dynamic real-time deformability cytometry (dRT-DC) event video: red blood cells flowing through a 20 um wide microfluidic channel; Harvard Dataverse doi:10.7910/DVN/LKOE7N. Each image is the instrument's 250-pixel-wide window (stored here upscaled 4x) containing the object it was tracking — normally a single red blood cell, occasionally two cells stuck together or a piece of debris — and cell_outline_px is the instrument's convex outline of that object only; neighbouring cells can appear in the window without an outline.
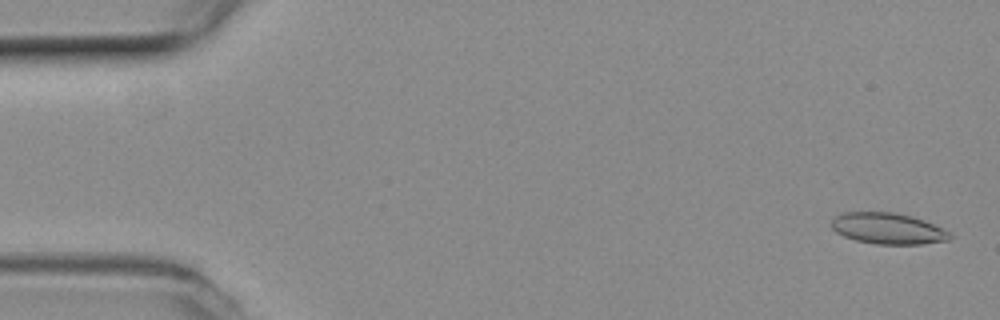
{"species": "common noctule bat (a hibernating species)", "species_latin": "Nyctalus noctula", "temperature_condition": "room temperature", "stored_images_in_passage": 54, "camera_frame_rate_fps": 3000, "um_per_image_px": 0.085, "animal": {"sex": "female", "body_mass_g": 19.3, "forearm_length_mm": 54.1}, "frame": {"image": 1, "passage_image": 2, "time_ms": 0.333, "image_size_px": [1000, 320], "cell_outline_px": [[952, 236], [948, 240], [920, 244], [876, 244], [856, 240], [844, 236], [836, 232], [832, 228], [832, 220], [836, 216], [844, 212], [896, 212], [912, 216], [924, 220], [948, 232]], "centroid_in_image_um": [75.45, 19.42], "position_along_channel_um": 9.6, "area_um2": 21.27}}
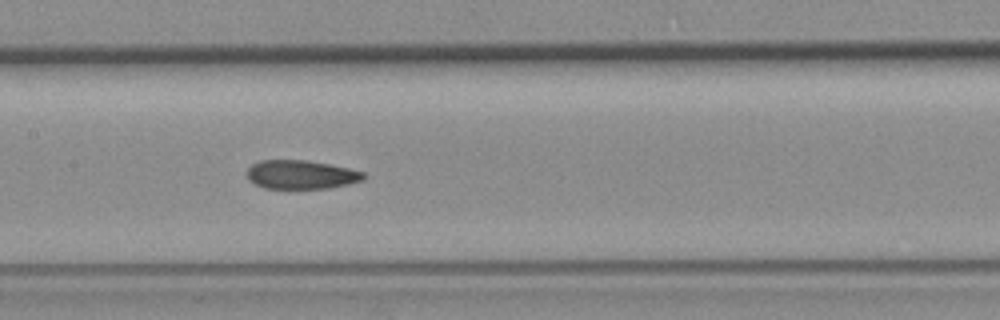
{"frame": {"image": 2, "passage_image": 26, "time_ms": 8.333, "image_size_px": [1000, 320], "cell_outline_px": [[368, 176], [364, 180], [348, 184], [328, 188], [264, 188], [248, 180], [244, 172], [252, 164], [260, 160], [308, 160], [348, 168], [364, 172]], "centroid_in_image_um": [25.58, 14.84], "position_along_channel_um": 181.8, "area_um2": 19.71}}
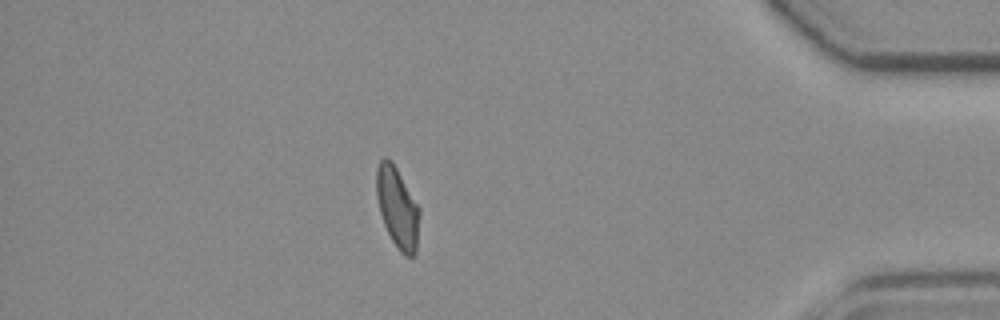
{"frame": {"image": 3, "passage_image": 47, "time_ms": 15.333, "image_size_px": [1000, 320], "cell_outline_px": [[420, 212], [416, 252], [412, 256], [404, 256], [400, 252], [392, 240], [384, 224], [380, 212], [376, 196], [376, 168], [380, 160], [384, 156], [392, 160], [420, 208]], "centroid_in_image_um": [33.78, 17.62], "position_along_channel_um": 401.4, "area_um2": 20.35}, "authors_computed_cell_mechanics": {"area_um2": 20.7502, "velocity_mm_per_s": 3.7953, "shape_relaxation_time_tau1_ms": null, "shape_relaxation_time_tau2_ms": 2.5861, "deformation_change_tau1": null, "deformation_change_tau2": 0.0772}}